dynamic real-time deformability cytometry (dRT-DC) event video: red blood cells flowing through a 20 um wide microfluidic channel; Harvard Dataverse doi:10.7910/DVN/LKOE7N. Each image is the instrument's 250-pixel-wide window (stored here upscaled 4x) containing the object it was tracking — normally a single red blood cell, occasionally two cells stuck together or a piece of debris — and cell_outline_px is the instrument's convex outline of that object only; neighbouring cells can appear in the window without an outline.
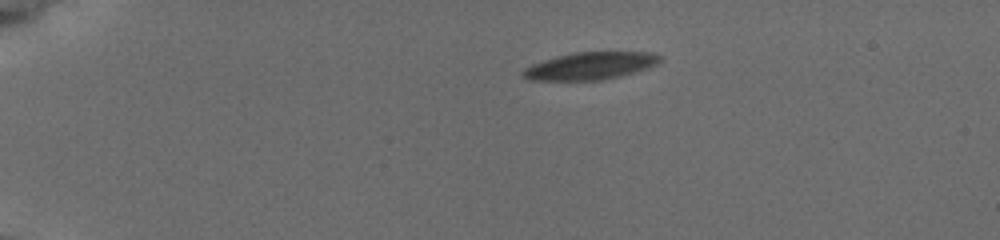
{"species": "common noctule bat (a hibernating species)", "species_latin": "Nyctalus noctula", "temperature_condition": "cold", "stored_images_in_passage": 45, "camera_frame_rate_fps": 3000, "um_per_image_px": 0.085, "animal": {"sex": "female", "body_mass_g": 19.5, "forearm_length_mm": 54.1}, "frame": {"image": 1, "passage_image": 1, "time_ms": 0.0, "image_size_px": [1000, 240], "cell_outline_px": [[660, 60], [656, 64], [632, 72], [600, 80], [532, 80], [524, 76], [520, 72], [524, 68], [532, 64], [556, 56], [576, 52], [652, 52], [660, 56]], "centroid_in_image_um": [50.12, 5.59], "position_along_channel_um": 34.9, "area_um2": 21.39}}
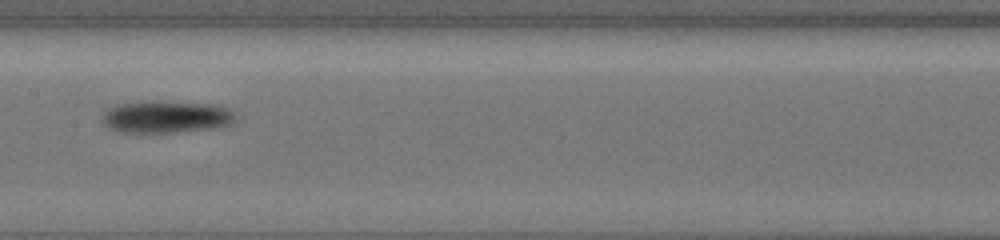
{"frame": {"image": 2, "passage_image": 20, "time_ms": 6.333, "image_size_px": [1000, 240], "cell_outline_px": [[232, 120], [228, 124], [216, 128], [176, 132], [120, 132], [108, 128], [100, 120], [104, 112], [108, 108], [116, 104], [212, 104], [228, 108], [232, 112]], "centroid_in_image_um": [14.05, 9.99], "position_along_channel_um": 193.3, "area_um2": 23.64}}
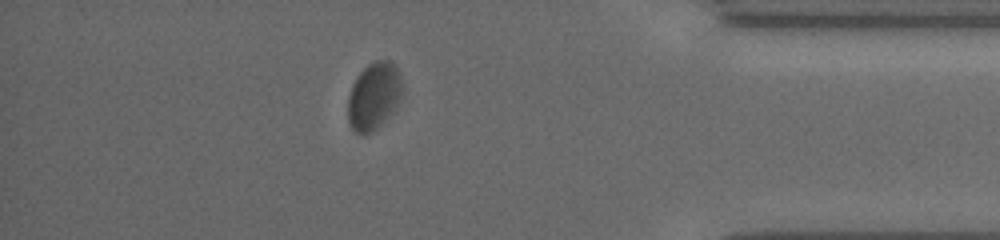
{"frame": {"image": 3, "passage_image": 39, "time_ms": 12.667, "image_size_px": [1000, 240], "cell_outline_px": [[404, 84], [400, 96], [396, 104], [380, 124], [376, 128], [368, 132], [356, 132], [352, 128], [348, 120], [348, 96], [352, 84], [356, 76], [368, 64], [376, 60], [388, 60], [400, 72]], "centroid_in_image_um": [31.77, 8.1], "position_along_channel_um": 403.4, "area_um2": 20.87}, "authors_computed_cell_mechanics": {"area_um2": 23.0622, "velocity_mm_per_s": 3.7104, "shape_relaxation_time_tau1_ms": 2.6498, "shape_relaxation_time_tau2_ms": null, "deformation_change_tau1": 0.0684, "deformation_change_tau2": null}}